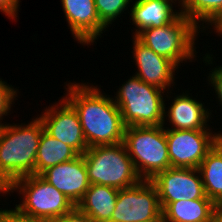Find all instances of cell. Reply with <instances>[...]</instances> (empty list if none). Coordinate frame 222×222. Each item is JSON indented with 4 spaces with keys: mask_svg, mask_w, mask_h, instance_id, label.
I'll return each instance as SVG.
<instances>
[{
    "mask_svg": "<svg viewBox=\"0 0 222 222\" xmlns=\"http://www.w3.org/2000/svg\"><path fill=\"white\" fill-rule=\"evenodd\" d=\"M119 189L91 184L76 207L94 222H110Z\"/></svg>",
    "mask_w": 222,
    "mask_h": 222,
    "instance_id": "17",
    "label": "cell"
},
{
    "mask_svg": "<svg viewBox=\"0 0 222 222\" xmlns=\"http://www.w3.org/2000/svg\"><path fill=\"white\" fill-rule=\"evenodd\" d=\"M142 222H163V220H148V221H142Z\"/></svg>",
    "mask_w": 222,
    "mask_h": 222,
    "instance_id": "31",
    "label": "cell"
},
{
    "mask_svg": "<svg viewBox=\"0 0 222 222\" xmlns=\"http://www.w3.org/2000/svg\"><path fill=\"white\" fill-rule=\"evenodd\" d=\"M215 146L221 151L222 153V134L217 133L215 134Z\"/></svg>",
    "mask_w": 222,
    "mask_h": 222,
    "instance_id": "30",
    "label": "cell"
},
{
    "mask_svg": "<svg viewBox=\"0 0 222 222\" xmlns=\"http://www.w3.org/2000/svg\"><path fill=\"white\" fill-rule=\"evenodd\" d=\"M206 196L222 202V153L214 146L198 167Z\"/></svg>",
    "mask_w": 222,
    "mask_h": 222,
    "instance_id": "20",
    "label": "cell"
},
{
    "mask_svg": "<svg viewBox=\"0 0 222 222\" xmlns=\"http://www.w3.org/2000/svg\"><path fill=\"white\" fill-rule=\"evenodd\" d=\"M0 222H4V219L1 214H0Z\"/></svg>",
    "mask_w": 222,
    "mask_h": 222,
    "instance_id": "32",
    "label": "cell"
},
{
    "mask_svg": "<svg viewBox=\"0 0 222 222\" xmlns=\"http://www.w3.org/2000/svg\"><path fill=\"white\" fill-rule=\"evenodd\" d=\"M18 7L19 0H0V10L12 19L17 17Z\"/></svg>",
    "mask_w": 222,
    "mask_h": 222,
    "instance_id": "27",
    "label": "cell"
},
{
    "mask_svg": "<svg viewBox=\"0 0 222 222\" xmlns=\"http://www.w3.org/2000/svg\"><path fill=\"white\" fill-rule=\"evenodd\" d=\"M209 77V81L212 84L211 86L214 87L220 104L222 105V67L212 69Z\"/></svg>",
    "mask_w": 222,
    "mask_h": 222,
    "instance_id": "26",
    "label": "cell"
},
{
    "mask_svg": "<svg viewBox=\"0 0 222 222\" xmlns=\"http://www.w3.org/2000/svg\"><path fill=\"white\" fill-rule=\"evenodd\" d=\"M54 222H94L88 215L81 212L75 207L69 213H66L62 217L58 218Z\"/></svg>",
    "mask_w": 222,
    "mask_h": 222,
    "instance_id": "25",
    "label": "cell"
},
{
    "mask_svg": "<svg viewBox=\"0 0 222 222\" xmlns=\"http://www.w3.org/2000/svg\"><path fill=\"white\" fill-rule=\"evenodd\" d=\"M133 58L138 66L135 76L143 82L165 90L173 84L177 67L171 60L156 54L152 49L133 36ZM174 72V73H173Z\"/></svg>",
    "mask_w": 222,
    "mask_h": 222,
    "instance_id": "13",
    "label": "cell"
},
{
    "mask_svg": "<svg viewBox=\"0 0 222 222\" xmlns=\"http://www.w3.org/2000/svg\"><path fill=\"white\" fill-rule=\"evenodd\" d=\"M44 125L39 117L27 125L0 128V193L14 180L35 174V162Z\"/></svg>",
    "mask_w": 222,
    "mask_h": 222,
    "instance_id": "2",
    "label": "cell"
},
{
    "mask_svg": "<svg viewBox=\"0 0 222 222\" xmlns=\"http://www.w3.org/2000/svg\"><path fill=\"white\" fill-rule=\"evenodd\" d=\"M198 29L201 28L181 13L173 22L162 27L146 28L135 37L178 67L180 62L194 58Z\"/></svg>",
    "mask_w": 222,
    "mask_h": 222,
    "instance_id": "7",
    "label": "cell"
},
{
    "mask_svg": "<svg viewBox=\"0 0 222 222\" xmlns=\"http://www.w3.org/2000/svg\"><path fill=\"white\" fill-rule=\"evenodd\" d=\"M131 0H94L100 21L107 27L124 12Z\"/></svg>",
    "mask_w": 222,
    "mask_h": 222,
    "instance_id": "22",
    "label": "cell"
},
{
    "mask_svg": "<svg viewBox=\"0 0 222 222\" xmlns=\"http://www.w3.org/2000/svg\"><path fill=\"white\" fill-rule=\"evenodd\" d=\"M214 205L209 198L172 202L162 210L163 222H214Z\"/></svg>",
    "mask_w": 222,
    "mask_h": 222,
    "instance_id": "18",
    "label": "cell"
},
{
    "mask_svg": "<svg viewBox=\"0 0 222 222\" xmlns=\"http://www.w3.org/2000/svg\"><path fill=\"white\" fill-rule=\"evenodd\" d=\"M180 2L178 3L182 8L179 11L199 28L200 21L210 24L222 12V0H180Z\"/></svg>",
    "mask_w": 222,
    "mask_h": 222,
    "instance_id": "21",
    "label": "cell"
},
{
    "mask_svg": "<svg viewBox=\"0 0 222 222\" xmlns=\"http://www.w3.org/2000/svg\"><path fill=\"white\" fill-rule=\"evenodd\" d=\"M79 154L69 145L42 131L35 162V175H40L49 167L76 158Z\"/></svg>",
    "mask_w": 222,
    "mask_h": 222,
    "instance_id": "19",
    "label": "cell"
},
{
    "mask_svg": "<svg viewBox=\"0 0 222 222\" xmlns=\"http://www.w3.org/2000/svg\"><path fill=\"white\" fill-rule=\"evenodd\" d=\"M214 222H222V202L214 205Z\"/></svg>",
    "mask_w": 222,
    "mask_h": 222,
    "instance_id": "29",
    "label": "cell"
},
{
    "mask_svg": "<svg viewBox=\"0 0 222 222\" xmlns=\"http://www.w3.org/2000/svg\"><path fill=\"white\" fill-rule=\"evenodd\" d=\"M59 104L48 107L40 119L44 130L52 137L72 147L83 155L88 145L85 140L79 116L74 107L63 97Z\"/></svg>",
    "mask_w": 222,
    "mask_h": 222,
    "instance_id": "11",
    "label": "cell"
},
{
    "mask_svg": "<svg viewBox=\"0 0 222 222\" xmlns=\"http://www.w3.org/2000/svg\"><path fill=\"white\" fill-rule=\"evenodd\" d=\"M163 220L156 187L150 180L119 189L110 222Z\"/></svg>",
    "mask_w": 222,
    "mask_h": 222,
    "instance_id": "8",
    "label": "cell"
},
{
    "mask_svg": "<svg viewBox=\"0 0 222 222\" xmlns=\"http://www.w3.org/2000/svg\"><path fill=\"white\" fill-rule=\"evenodd\" d=\"M123 143L141 179L151 180L171 167L163 125L126 127Z\"/></svg>",
    "mask_w": 222,
    "mask_h": 222,
    "instance_id": "4",
    "label": "cell"
},
{
    "mask_svg": "<svg viewBox=\"0 0 222 222\" xmlns=\"http://www.w3.org/2000/svg\"><path fill=\"white\" fill-rule=\"evenodd\" d=\"M174 1L177 0H136L130 13L132 22L138 28L134 36L146 28L162 27L173 22L181 14L174 12Z\"/></svg>",
    "mask_w": 222,
    "mask_h": 222,
    "instance_id": "16",
    "label": "cell"
},
{
    "mask_svg": "<svg viewBox=\"0 0 222 222\" xmlns=\"http://www.w3.org/2000/svg\"><path fill=\"white\" fill-rule=\"evenodd\" d=\"M0 214L2 215L4 222H54L53 220L37 218L24 215L17 211L16 209L11 210H0Z\"/></svg>",
    "mask_w": 222,
    "mask_h": 222,
    "instance_id": "24",
    "label": "cell"
},
{
    "mask_svg": "<svg viewBox=\"0 0 222 222\" xmlns=\"http://www.w3.org/2000/svg\"><path fill=\"white\" fill-rule=\"evenodd\" d=\"M210 25L214 26L216 33L218 32V34L222 35V12L217 17H215Z\"/></svg>",
    "mask_w": 222,
    "mask_h": 222,
    "instance_id": "28",
    "label": "cell"
},
{
    "mask_svg": "<svg viewBox=\"0 0 222 222\" xmlns=\"http://www.w3.org/2000/svg\"><path fill=\"white\" fill-rule=\"evenodd\" d=\"M173 100L168 114H164V117L168 116L169 122L172 123L173 128L170 129L211 130L206 125L211 114L201 102L192 99L187 93L177 95Z\"/></svg>",
    "mask_w": 222,
    "mask_h": 222,
    "instance_id": "15",
    "label": "cell"
},
{
    "mask_svg": "<svg viewBox=\"0 0 222 222\" xmlns=\"http://www.w3.org/2000/svg\"><path fill=\"white\" fill-rule=\"evenodd\" d=\"M83 156L90 184L123 189L142 180L123 142L89 147Z\"/></svg>",
    "mask_w": 222,
    "mask_h": 222,
    "instance_id": "5",
    "label": "cell"
},
{
    "mask_svg": "<svg viewBox=\"0 0 222 222\" xmlns=\"http://www.w3.org/2000/svg\"><path fill=\"white\" fill-rule=\"evenodd\" d=\"M165 91L132 76L119 88L114 103L120 109L123 123L129 126H164Z\"/></svg>",
    "mask_w": 222,
    "mask_h": 222,
    "instance_id": "3",
    "label": "cell"
},
{
    "mask_svg": "<svg viewBox=\"0 0 222 222\" xmlns=\"http://www.w3.org/2000/svg\"><path fill=\"white\" fill-rule=\"evenodd\" d=\"M171 167L198 168L215 146L210 130L165 129Z\"/></svg>",
    "mask_w": 222,
    "mask_h": 222,
    "instance_id": "9",
    "label": "cell"
},
{
    "mask_svg": "<svg viewBox=\"0 0 222 222\" xmlns=\"http://www.w3.org/2000/svg\"><path fill=\"white\" fill-rule=\"evenodd\" d=\"M19 190L23 201L15 209L20 213L37 218L57 220L76 206L53 185L40 175H28L14 180L2 193Z\"/></svg>",
    "mask_w": 222,
    "mask_h": 222,
    "instance_id": "6",
    "label": "cell"
},
{
    "mask_svg": "<svg viewBox=\"0 0 222 222\" xmlns=\"http://www.w3.org/2000/svg\"><path fill=\"white\" fill-rule=\"evenodd\" d=\"M69 84L65 99L79 116L88 148L123 142L126 126L114 99L103 95L95 86Z\"/></svg>",
    "mask_w": 222,
    "mask_h": 222,
    "instance_id": "1",
    "label": "cell"
},
{
    "mask_svg": "<svg viewBox=\"0 0 222 222\" xmlns=\"http://www.w3.org/2000/svg\"><path fill=\"white\" fill-rule=\"evenodd\" d=\"M70 31L81 44L89 45L107 27L100 21L94 0H61Z\"/></svg>",
    "mask_w": 222,
    "mask_h": 222,
    "instance_id": "14",
    "label": "cell"
},
{
    "mask_svg": "<svg viewBox=\"0 0 222 222\" xmlns=\"http://www.w3.org/2000/svg\"><path fill=\"white\" fill-rule=\"evenodd\" d=\"M40 176L63 193L75 206L91 185L83 155L49 167Z\"/></svg>",
    "mask_w": 222,
    "mask_h": 222,
    "instance_id": "12",
    "label": "cell"
},
{
    "mask_svg": "<svg viewBox=\"0 0 222 222\" xmlns=\"http://www.w3.org/2000/svg\"><path fill=\"white\" fill-rule=\"evenodd\" d=\"M17 96V90L13 87L7 85L4 81L0 79V121L3 120V115H8L11 104L14 98ZM3 123L0 122V128Z\"/></svg>",
    "mask_w": 222,
    "mask_h": 222,
    "instance_id": "23",
    "label": "cell"
},
{
    "mask_svg": "<svg viewBox=\"0 0 222 222\" xmlns=\"http://www.w3.org/2000/svg\"><path fill=\"white\" fill-rule=\"evenodd\" d=\"M150 181L157 189L162 210L172 202L208 198L198 168L170 167Z\"/></svg>",
    "mask_w": 222,
    "mask_h": 222,
    "instance_id": "10",
    "label": "cell"
}]
</instances>
